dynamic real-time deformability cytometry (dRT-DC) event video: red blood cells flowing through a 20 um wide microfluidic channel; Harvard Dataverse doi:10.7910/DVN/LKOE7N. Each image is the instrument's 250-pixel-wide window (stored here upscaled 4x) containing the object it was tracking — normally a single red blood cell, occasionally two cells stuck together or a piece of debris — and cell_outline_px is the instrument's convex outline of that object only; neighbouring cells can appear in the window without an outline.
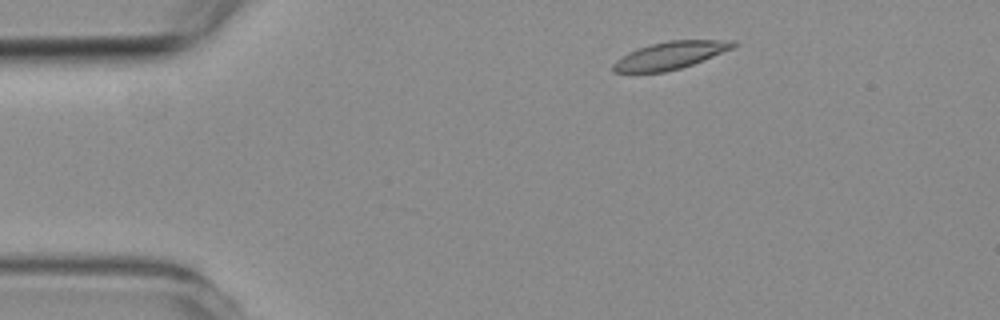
{"species": "common noctule bat (a hibernating species)", "species_latin": "Nyctalus noctula", "temperature_condition": "room temperature", "stored_images_in_passage": 4, "camera_frame_rate_fps": 3000, "um_per_image_px": 0.085, "animal": {"sex": "female", "body_mass_g": 19.3, "forearm_length_mm": 54.1}, "frame": {"image": 1, "passage_image": 1, "time_ms": 0.0, "image_size_px": [1000, 320], "cell_outline_px": [[736, 44], [732, 48], [692, 64], [680, 68], [664, 72], [612, 72], [612, 64], [616, 60], [628, 52], [652, 44], [668, 40], [732, 40]], "centroid_in_image_um": [56.92, 4.71], "position_along_channel_um": 28.1, "area_um2": 18.84}}
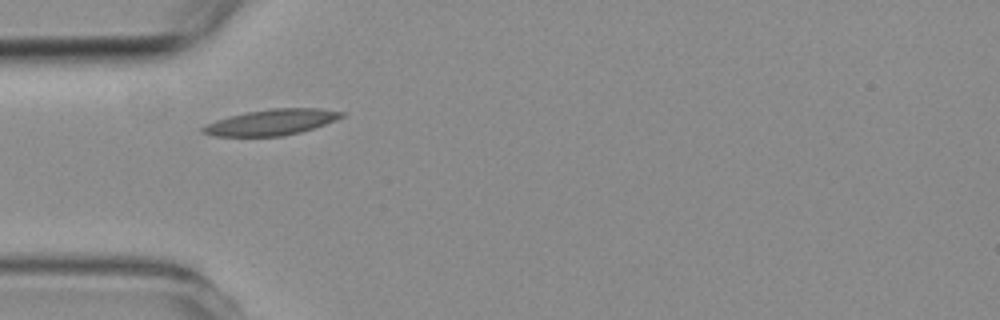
{"frame": {"image": 2, "passage_image": 3, "time_ms": 2.333, "image_size_px": [1000, 320], "cell_outline_px": [[344, 116], [324, 124], [300, 132], [280, 136], [212, 136], [200, 132], [200, 128], [216, 120], [228, 116], [248, 112], [272, 108], [320, 108], [344, 112]], "centroid_in_image_um": [23.03, 10.39], "position_along_channel_um": 62.0, "area_um2": 20.69}}
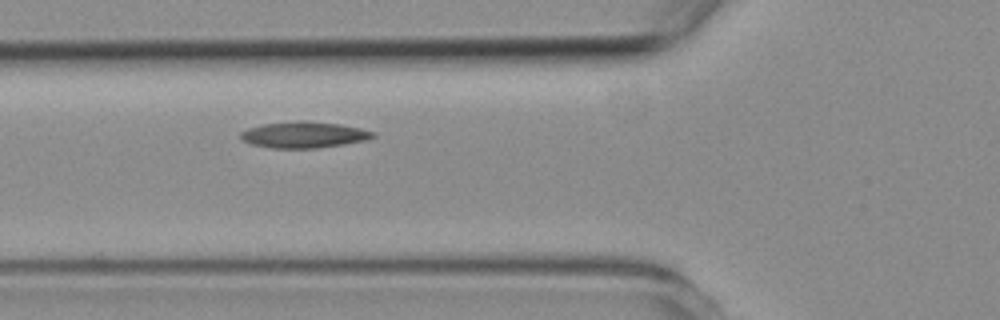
{"frame": {"image": 3, "passage_image": 4, "time_ms": 3.333, "image_size_px": [1000, 320], "cell_outline_px": [[376, 136], [368, 140], [344, 144], [316, 148], [272, 148], [252, 144], [244, 140], [240, 136], [240, 132], [248, 128], [264, 124], [300, 120], [304, 120], [340, 124], [360, 128], [376, 132]], "centroid_in_image_um": [25.88, 11.45], "position_along_channel_um": 99.9, "area_um2": 20.23}}